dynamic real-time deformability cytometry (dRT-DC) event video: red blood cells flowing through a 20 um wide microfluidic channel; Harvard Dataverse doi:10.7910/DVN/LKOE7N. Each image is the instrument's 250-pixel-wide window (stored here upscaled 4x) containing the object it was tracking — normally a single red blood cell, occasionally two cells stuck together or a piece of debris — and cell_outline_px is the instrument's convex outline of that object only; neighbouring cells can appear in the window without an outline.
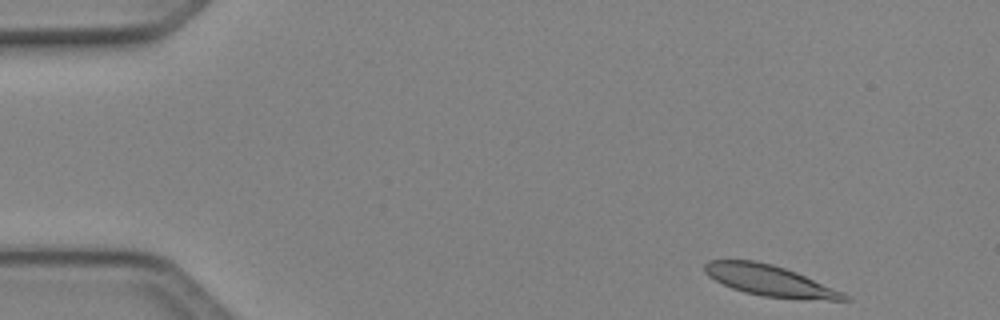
{"species": "Egyptian fruit bat (a non-hibernating species)", "species_latin": "Rousettus aegyptiacus", "temperature_condition": "cold", "stored_images_in_passage": 45, "camera_frame_rate_fps": 3000, "um_per_image_px": 0.085, "animal": {"sex": "female"}, "frame": {"image": 1, "passage_image": 1, "time_ms": 0.0, "image_size_px": [1000, 320], "cell_outline_px": [[848, 300], [828, 300], [764, 296], [744, 292], [732, 288], [708, 276], [704, 272], [704, 264], [708, 260], [752, 260], [772, 264], [796, 272], [844, 292], [848, 296]], "centroid_in_image_um": [65.4, 23.84], "position_along_channel_um": 19.6, "area_um2": 24.74}}
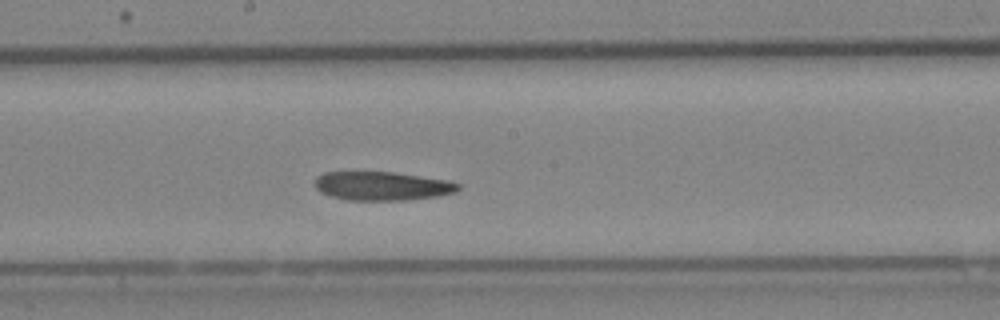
{"frame": {"image": 2, "passage_image": 23, "time_ms": 7.333, "image_size_px": [1000, 320], "cell_outline_px": [[460, 188], [456, 192], [440, 196], [408, 200], [348, 200], [332, 196], [320, 192], [316, 188], [316, 176], [324, 172], [396, 172], [448, 180], [460, 184]], "centroid_in_image_um": [32.52, 15.81], "position_along_channel_um": 215.7, "area_um2": 24.16}}
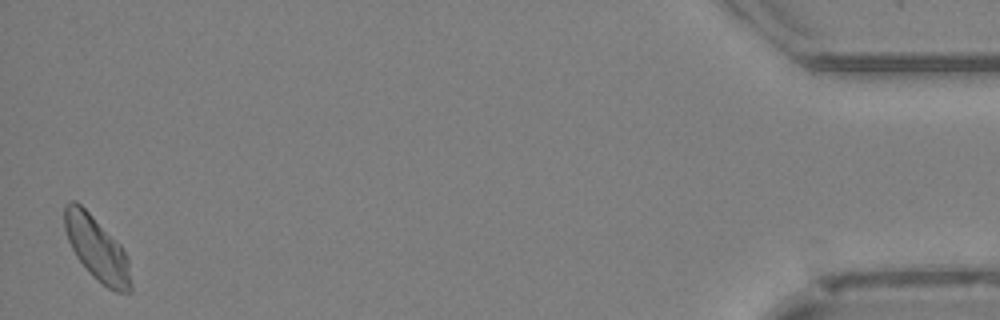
{"frame": {"image": 3, "passage_image": 45, "time_ms": 14.667, "image_size_px": [1000, 320], "cell_outline_px": [[132, 292], [116, 292], [108, 288], [96, 280], [76, 256], [68, 240], [64, 228], [64, 204], [72, 200], [76, 200], [120, 244], [128, 260], [132, 284]], "centroid_in_image_um": [8.23, 21.14], "position_along_channel_um": 427.0, "area_um2": 24.51}, "authors_computed_cell_mechanics": {"area_um2": 24.7962, "velocity_mm_per_s": 4.0585, "shape_relaxation_time_tau1_ms": 10.3594, "shape_relaxation_time_tau2_ms": 5.1305, "deformation_change_tau1": 0.2039, "deformation_change_tau2": 0.1062}}